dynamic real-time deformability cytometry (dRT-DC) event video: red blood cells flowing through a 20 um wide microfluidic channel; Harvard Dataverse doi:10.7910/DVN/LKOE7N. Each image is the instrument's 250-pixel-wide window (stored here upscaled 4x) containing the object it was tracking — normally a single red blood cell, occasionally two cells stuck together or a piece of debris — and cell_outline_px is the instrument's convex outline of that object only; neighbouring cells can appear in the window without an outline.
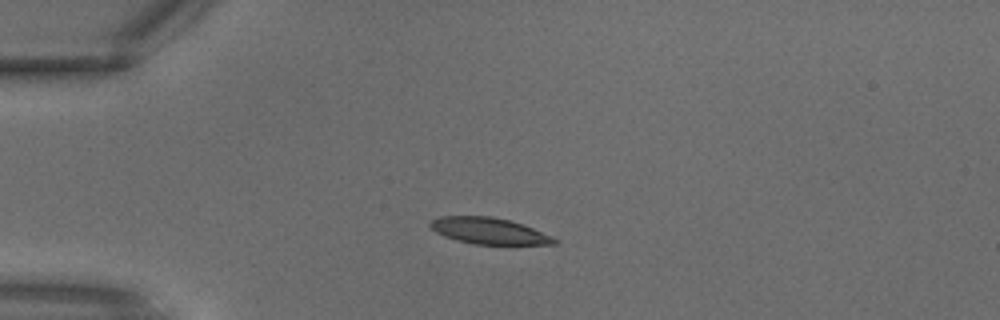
{"species": "common noctule bat (a hibernating species)", "species_latin": "Nyctalus noctula", "temperature_condition": "warm", "stored_images_in_passage": 1, "camera_frame_rate_fps": 3000, "um_per_image_px": 0.085, "animal": {"sex": "male", "body_mass_g": 18.8}, "frame": {"image": 1, "passage_image": 1, "time_ms": 0.0, "image_size_px": [1000, 320], "cell_outline_px": [[556, 244], [472, 244], [456, 240], [444, 236], [436, 232], [428, 224], [432, 220], [440, 216], [492, 216], [508, 220], [532, 228], [552, 236], [556, 240]], "centroid_in_image_um": [41.51, 19.62], "position_along_channel_um": 43.5, "area_um2": 18.79}}